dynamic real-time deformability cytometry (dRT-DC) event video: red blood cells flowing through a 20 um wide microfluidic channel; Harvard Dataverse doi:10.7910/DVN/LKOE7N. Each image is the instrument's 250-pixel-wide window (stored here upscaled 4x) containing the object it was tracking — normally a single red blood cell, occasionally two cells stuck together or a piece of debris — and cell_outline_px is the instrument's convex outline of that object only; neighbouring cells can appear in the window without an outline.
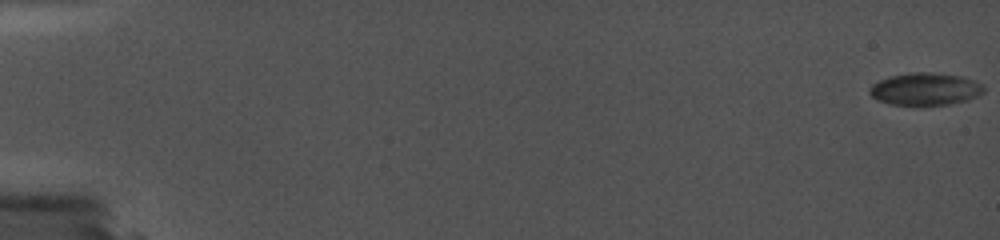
{"species": "common noctule bat (a hibernating species)", "species_latin": "Nyctalus noctula", "temperature_condition": "cold", "stored_images_in_passage": 66, "camera_frame_rate_fps": 5000, "um_per_image_px": 0.085, "animal": {"sex": "female", "body_mass_g": 19.0, "forearm_length_mm": 56.7}, "frame": {"image": 1, "passage_image": 1, "time_ms": 0.0, "image_size_px": [1000, 240], "cell_outline_px": [[984, 92], [968, 100], [948, 104], [888, 104], [876, 100], [868, 92], [868, 88], [872, 84], [888, 76], [912, 72], [928, 72], [960, 76], [972, 80], [980, 84], [984, 88]], "centroid_in_image_um": [78.59, 7.56], "position_along_channel_um": 6.4, "area_um2": 21.33}}
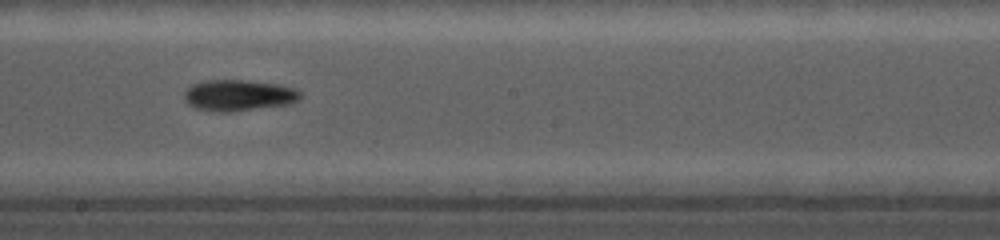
{"frame": {"image": 2, "passage_image": 43, "time_ms": 11.0, "image_size_px": [1000, 240], "cell_outline_px": [[300, 100], [288, 104], [228, 112], [212, 112], [196, 108], [188, 104], [184, 100], [184, 92], [192, 84], [208, 80], [244, 80], [280, 84], [292, 88], [300, 92]], "centroid_in_image_um": [20.25, 8.1], "position_along_channel_um": 228.0, "area_um2": 21.04}}
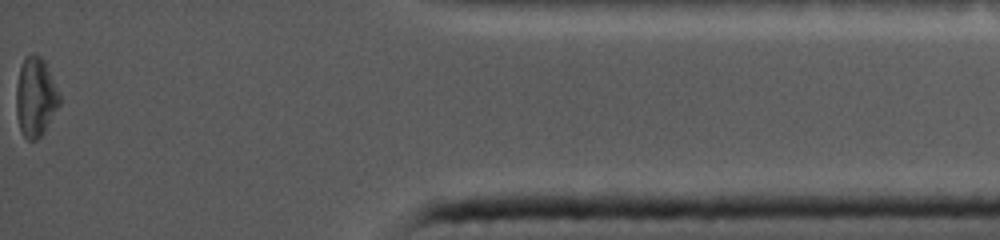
{"frame": {"image": 3, "passage_image": 66, "time_ms": 17.4, "image_size_px": [1000, 240], "cell_outline_px": [[60, 104], [44, 132], [36, 140], [28, 140], [20, 132], [16, 116], [16, 84], [20, 68], [24, 60], [32, 52], [40, 56], [44, 60], [60, 96]], "centroid_in_image_um": [3.0, 8.28], "position_along_channel_um": 432.2, "area_um2": 19.94}, "authors_computed_cell_mechanics": {"area_um2": 20.4034, "velocity_mm_per_s": 3.7425, "shape_relaxation_time_tau1_ms": null, "shape_relaxation_time_tau2_ms": 2.431, "deformation_change_tau1": null, "deformation_change_tau2": 0.0724}}